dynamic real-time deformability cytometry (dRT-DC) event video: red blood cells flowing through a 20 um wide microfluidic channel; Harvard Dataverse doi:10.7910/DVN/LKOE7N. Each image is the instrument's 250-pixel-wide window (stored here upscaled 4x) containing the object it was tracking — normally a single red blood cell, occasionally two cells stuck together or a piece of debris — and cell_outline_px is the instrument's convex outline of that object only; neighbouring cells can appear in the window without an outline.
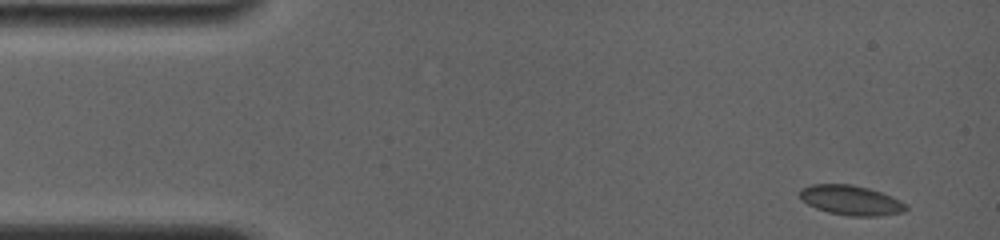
{"species": "common noctule bat (a hibernating species)", "species_latin": "Nyctalus noctula", "temperature_condition": "room temperature", "stored_images_in_passage": 8, "camera_frame_rate_fps": 4000, "um_per_image_px": 0.085, "animal": {"sex": "female", "body_mass_g": 19.0, "forearm_length_mm": 56.7}, "frame": {"image": 1, "passage_image": 1, "time_ms": 0.0, "image_size_px": [1000, 240], "cell_outline_px": [[908, 208], [904, 212], [880, 216], [848, 216], [828, 212], [816, 208], [800, 200], [800, 188], [812, 184], [852, 184], [868, 188], [892, 196], [900, 200]], "centroid_in_image_um": [72.31, 17.02], "position_along_channel_um": 12.7, "area_um2": 18.5}}
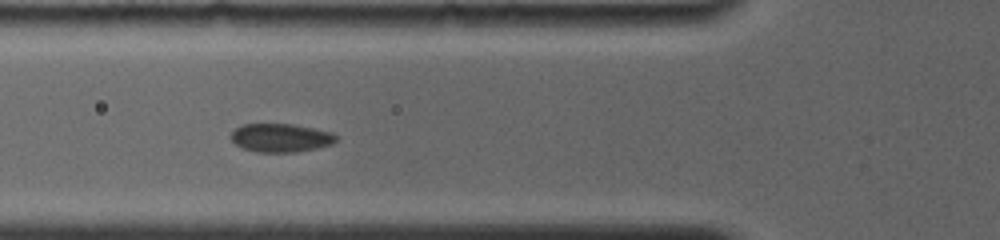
{"frame": {"image": 2, "passage_image": 7, "time_ms": 5.0, "image_size_px": [1000, 240], "cell_outline_px": [[336, 140], [332, 144], [316, 148], [296, 152], [256, 152], [244, 148], [236, 144], [228, 136], [236, 128], [244, 124], [292, 124], [332, 132], [336, 136]], "centroid_in_image_um": [23.84, 11.71], "position_along_channel_um": 102.0, "area_um2": 17.34}}
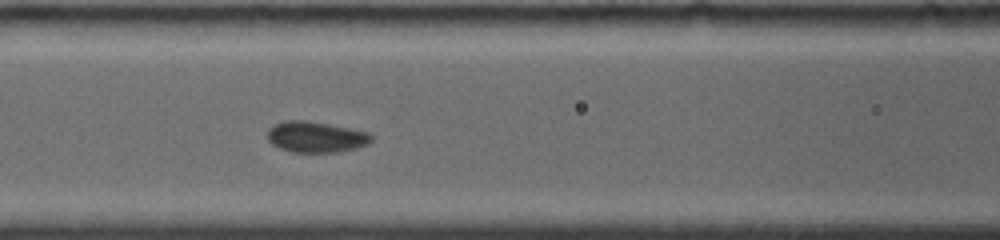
{"frame": {"image": 3, "passage_image": 8, "time_ms": 6.0, "image_size_px": [1000, 240], "cell_outline_px": [[372, 140], [368, 144], [356, 148], [336, 152], [292, 152], [280, 148], [272, 144], [268, 140], [268, 128], [284, 120], [304, 120], [328, 124], [368, 132], [372, 136]], "centroid_in_image_um": [26.83, 11.64], "position_along_channel_um": 139.8, "area_um2": 18.61}}